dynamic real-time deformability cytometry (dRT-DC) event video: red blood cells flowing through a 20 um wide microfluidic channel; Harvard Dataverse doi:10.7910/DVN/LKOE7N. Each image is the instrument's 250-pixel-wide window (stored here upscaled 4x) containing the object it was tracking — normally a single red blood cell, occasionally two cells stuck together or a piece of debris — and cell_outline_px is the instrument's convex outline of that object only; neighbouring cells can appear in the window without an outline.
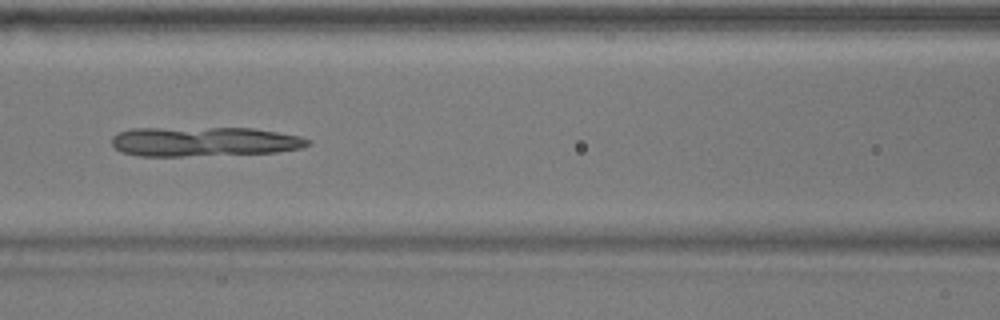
{"species": "common noctule bat (a hibernating species)", "species_latin": "Nyctalus noctula", "temperature_condition": "warm", "stored_images_in_passage": 40, "camera_frame_rate_fps": 3000, "um_per_image_px": 0.085, "animal": {"sex": "male", "body_mass_g": 17.9}, "frame": {"image": 1, "passage_image": 10, "time_ms": 3.0, "image_size_px": [1000, 320], "cell_outline_px": [[312, 144], [300, 148], [276, 152], [184, 156], [140, 156], [120, 152], [112, 144], [112, 136], [120, 132], [132, 128], [252, 128], [300, 136], [312, 140]], "centroid_in_image_um": [17.34, 12.03], "position_along_channel_um": 149.3, "area_um2": 33.7}}
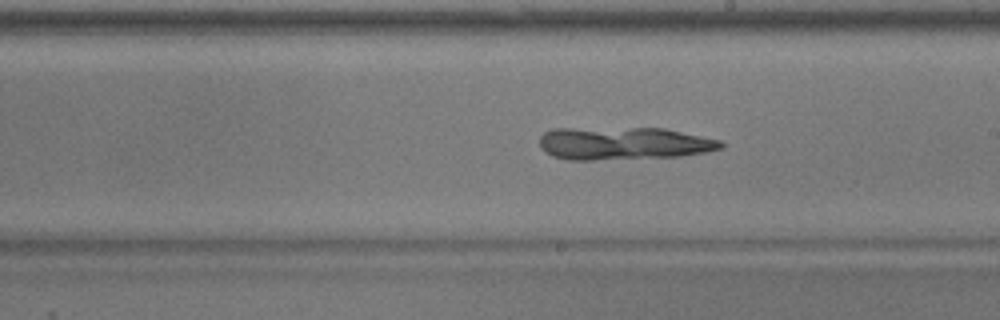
{"frame": {"image": 2, "passage_image": 17, "time_ms": 5.333, "image_size_px": [1000, 320], "cell_outline_px": [[724, 148], [704, 152], [680, 156], [592, 160], [568, 160], [552, 156], [544, 152], [540, 148], [540, 136], [544, 132], [552, 128], [664, 128], [720, 140], [724, 144]], "centroid_in_image_um": [52.95, 12.19], "position_along_channel_um": 236.0, "area_um2": 34.8}}
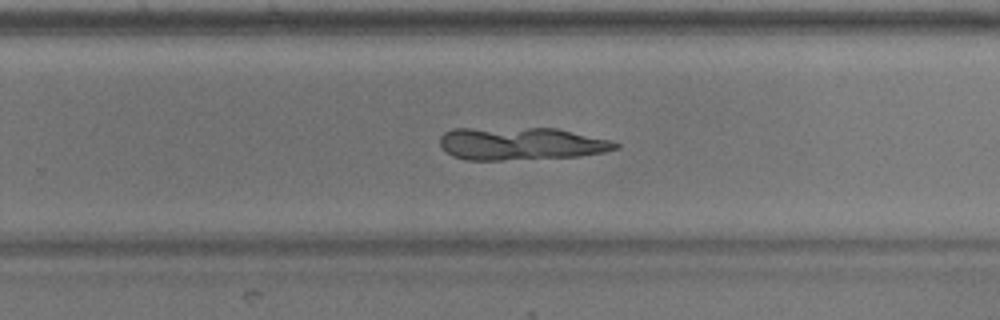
{"frame": {"image": 3, "passage_image": 21, "time_ms": 6.667, "image_size_px": [1000, 320], "cell_outline_px": [[620, 148], [604, 152], [580, 156], [500, 160], [464, 160], [452, 156], [440, 144], [440, 136], [444, 132], [452, 128], [556, 128], [608, 140], [620, 144]], "centroid_in_image_um": [44.25, 12.21], "position_along_channel_um": 285.6, "area_um2": 33.47}}